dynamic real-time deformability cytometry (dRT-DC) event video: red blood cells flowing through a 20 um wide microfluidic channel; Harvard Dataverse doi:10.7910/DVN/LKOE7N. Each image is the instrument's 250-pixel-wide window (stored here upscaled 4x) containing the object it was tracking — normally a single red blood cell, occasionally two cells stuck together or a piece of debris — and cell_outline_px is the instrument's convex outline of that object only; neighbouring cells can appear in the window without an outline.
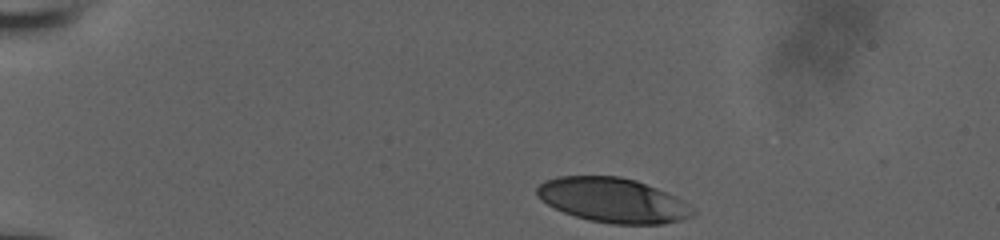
{"species": "human", "species_latin": "Homo sapiens", "temperature_condition": "room temperature", "stored_images_in_passage": 36, "camera_frame_rate_fps": 3000, "um_per_image_px": 0.085, "donor": {"sex": "male"}, "frame": {"image": 1, "passage_image": 1, "time_ms": 0.0, "image_size_px": [1000, 240], "cell_outline_px": [[696, 212], [692, 216], [680, 220], [664, 224], [612, 224], [588, 220], [564, 212], [540, 200], [536, 196], [536, 188], [544, 180], [560, 176], [620, 176], [636, 180], [676, 196], [684, 200]], "centroid_in_image_um": [52.09, 17.02], "position_along_channel_um": 32.9, "area_um2": 40.58}}
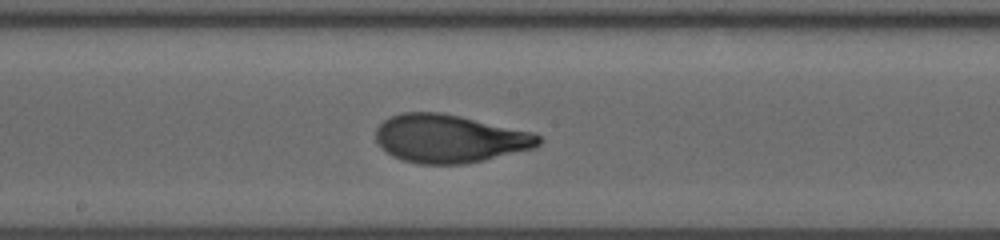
{"frame": {"image": 2, "passage_image": 21, "time_ms": 6.667, "image_size_px": [1000, 240], "cell_outline_px": [[544, 140], [536, 148], [484, 160], [464, 164], [420, 164], [400, 160], [392, 156], [376, 140], [376, 128], [384, 120], [400, 112], [440, 112], [460, 116], [536, 132]], "centroid_in_image_um": [38.27, 11.78], "position_along_channel_um": 209.9, "area_um2": 46.01}}
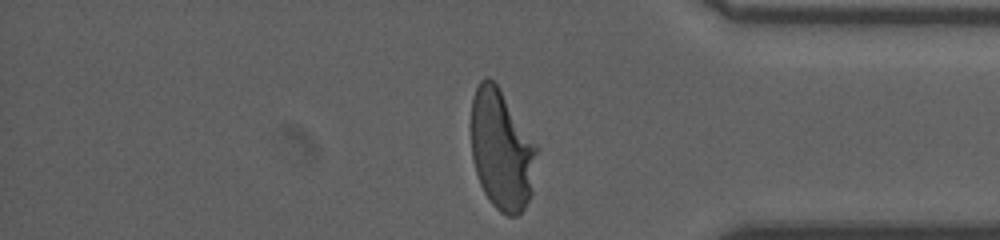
{"frame": {"image": 3, "passage_image": 36, "time_ms": 11.667, "image_size_px": [1000, 240], "cell_outline_px": [[540, 148], [532, 192], [524, 208], [516, 216], [508, 216], [500, 212], [492, 204], [484, 192], [480, 184], [472, 160], [472, 96], [480, 80], [484, 76], [488, 76], [496, 84]], "centroid_in_image_um": [42.67, 12.75], "position_along_channel_um": 392.5, "area_um2": 46.3}, "authors_computed_cell_mechanics": {"area_um2": 45.2285, "velocity_mm_per_s": 3.904, "shape_relaxation_time_tau1_ms": 4.2942, "shape_relaxation_time_tau2_ms": null, "deformation_change_tau1": 0.2112, "deformation_change_tau2": null}}